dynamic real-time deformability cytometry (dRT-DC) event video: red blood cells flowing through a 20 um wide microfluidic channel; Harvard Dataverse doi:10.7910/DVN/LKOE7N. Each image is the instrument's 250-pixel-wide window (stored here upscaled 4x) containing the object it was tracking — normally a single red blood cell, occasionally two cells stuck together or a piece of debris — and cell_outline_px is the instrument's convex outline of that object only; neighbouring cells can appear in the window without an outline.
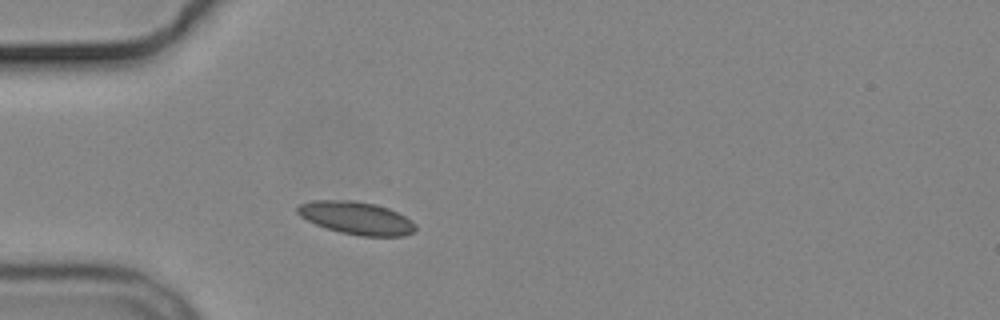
{"species": "common noctule bat (a hibernating species)", "species_latin": "Nyctalus noctula", "temperature_condition": "cold", "stored_images_in_passage": 3, "camera_frame_rate_fps": 3000, "um_per_image_px": 0.085, "animal": {"sex": "male", "body_mass_g": 19.2, "forearm_length_mm": 51.8}, "frame": {"image": 1, "passage_image": 3, "time_ms": 2.333, "image_size_px": [1000, 320], "cell_outline_px": [[416, 232], [404, 236], [360, 236], [340, 232], [316, 224], [300, 216], [296, 212], [296, 208], [300, 204], [312, 200], [352, 200], [376, 204], [388, 208], [412, 220], [416, 224]], "centroid_in_image_um": [30.32, 18.53], "position_along_channel_um": 54.7, "area_um2": 22.6}}